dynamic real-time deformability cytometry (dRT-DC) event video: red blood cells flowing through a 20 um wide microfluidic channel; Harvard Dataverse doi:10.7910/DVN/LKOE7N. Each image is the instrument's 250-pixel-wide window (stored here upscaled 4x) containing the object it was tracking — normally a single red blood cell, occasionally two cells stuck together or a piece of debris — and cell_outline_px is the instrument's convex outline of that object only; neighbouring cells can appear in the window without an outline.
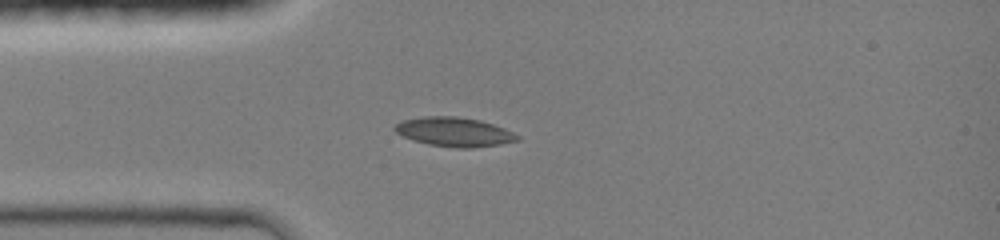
{"species": "common noctule bat (a hibernating species)", "species_latin": "Nyctalus noctula", "temperature_condition": "room temperature", "stored_images_in_passage": 10, "camera_frame_rate_fps": 3000, "um_per_image_px": 0.085, "animal": {"sex": "female", "body_mass_g": 19.0, "forearm_length_mm": 51.5}, "frame": {"image": 1, "passage_image": 6, "time_ms": 3.0, "image_size_px": [1000, 240], "cell_outline_px": [[520, 140], [500, 144], [468, 148], [456, 148], [428, 144], [412, 140], [396, 132], [392, 128], [400, 120], [424, 116], [456, 116], [480, 120], [504, 128], [520, 136]], "centroid_in_image_um": [38.59, 11.2], "position_along_channel_um": 46.4, "area_um2": 20.87}}
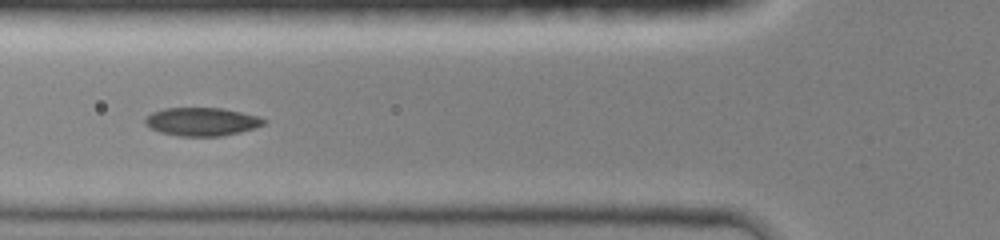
{"frame": {"image": 2, "passage_image": 9, "time_ms": 4.667, "image_size_px": [1000, 240], "cell_outline_px": [[268, 120], [264, 124], [240, 132], [220, 136], [180, 136], [160, 132], [144, 124], [144, 120], [152, 112], [164, 108], [224, 108], [260, 116]], "centroid_in_image_um": [17.17, 10.33], "position_along_channel_um": 108.6, "area_um2": 19.54}}